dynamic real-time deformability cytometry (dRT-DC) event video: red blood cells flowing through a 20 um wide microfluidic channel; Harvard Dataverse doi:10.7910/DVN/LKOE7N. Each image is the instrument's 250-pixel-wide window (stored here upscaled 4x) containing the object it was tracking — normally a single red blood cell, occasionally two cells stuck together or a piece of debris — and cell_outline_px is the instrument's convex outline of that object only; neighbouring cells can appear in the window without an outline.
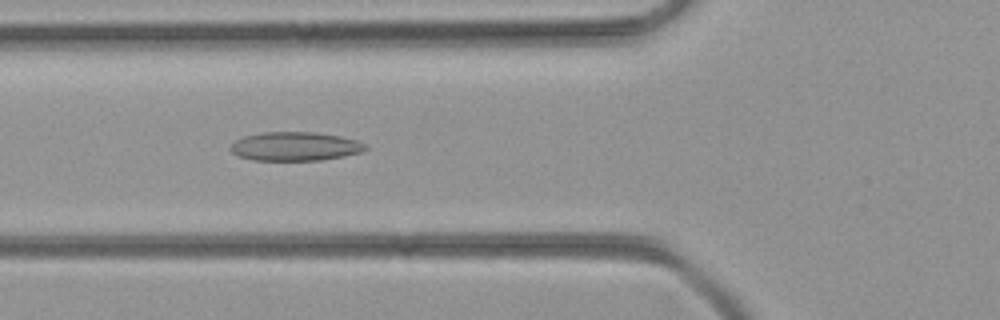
{"species": "common noctule bat (a hibernating species)", "species_latin": "Nyctalus noctula", "temperature_condition": "room temperature", "stored_images_in_passage": 47, "camera_frame_rate_fps": 3000, "um_per_image_px": 0.085, "animal": {"sex": "female", "body_mass_g": 21.9}, "frame": {"image": 1, "passage_image": 17, "time_ms": 5.333, "image_size_px": [1000, 320], "cell_outline_px": [[368, 148], [364, 152], [344, 156], [320, 160], [252, 160], [240, 156], [232, 152], [228, 148], [236, 140], [244, 136], [264, 132], [316, 132], [340, 136], [356, 140], [364, 144]], "centroid_in_image_um": [25.1, 12.44], "position_along_channel_um": 100.7, "area_um2": 22.66}}
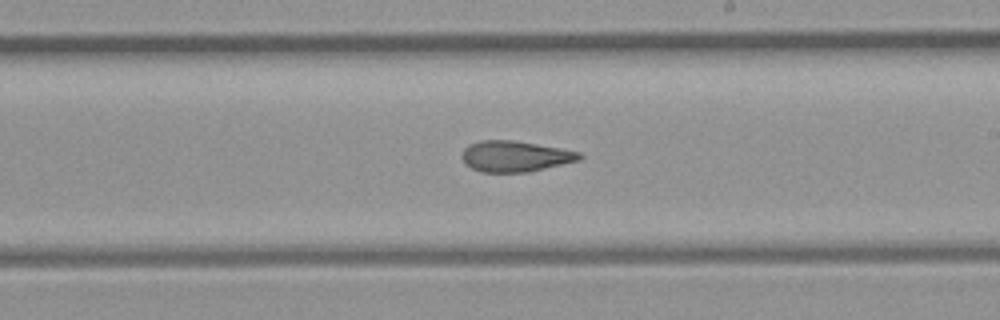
{"frame": {"image": 2, "passage_image": 27, "time_ms": 8.667, "image_size_px": [1000, 320], "cell_outline_px": [[584, 156], [580, 160], [528, 172], [480, 172], [464, 164], [460, 156], [464, 148], [468, 144], [480, 140], [512, 140], [560, 148], [580, 152]], "centroid_in_image_um": [43.74, 13.28], "position_along_channel_um": 245.3, "area_um2": 21.27}}
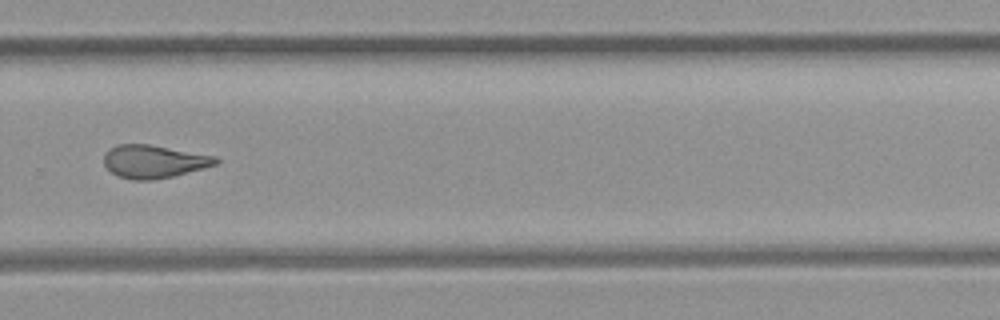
{"frame": {"image": 3, "passage_image": 32, "time_ms": 10.333, "image_size_px": [1000, 320], "cell_outline_px": [[220, 160], [216, 164], [204, 168], [172, 176], [152, 180], [132, 180], [116, 176], [104, 164], [104, 152], [108, 148], [116, 144], [148, 144], [216, 156]], "centroid_in_image_um": [13.04, 13.72], "position_along_channel_um": 316.8, "area_um2": 21.56}}